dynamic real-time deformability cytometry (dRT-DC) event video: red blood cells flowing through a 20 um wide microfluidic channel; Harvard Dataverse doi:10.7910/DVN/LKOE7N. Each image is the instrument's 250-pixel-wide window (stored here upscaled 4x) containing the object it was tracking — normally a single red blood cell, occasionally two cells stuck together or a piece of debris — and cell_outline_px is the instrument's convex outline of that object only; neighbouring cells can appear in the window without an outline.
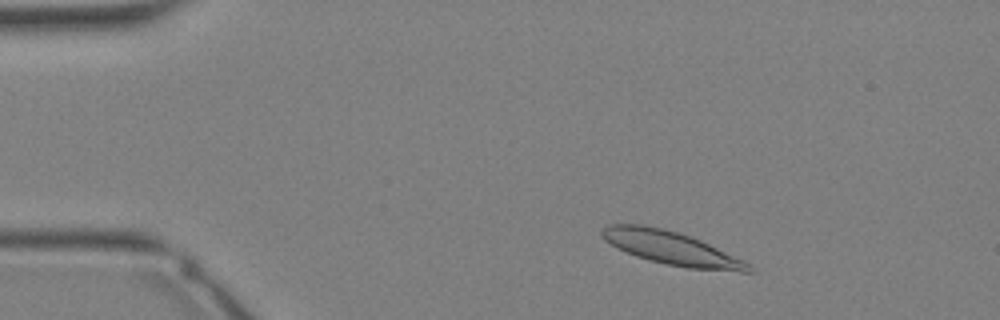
{"species": "Egyptian fruit bat (a non-hibernating species)", "species_latin": "Rousettus aegyptiacus", "temperature_condition": "warm", "stored_images_in_passage": 33, "camera_frame_rate_fps": 3000, "um_per_image_px": 0.085, "animal": {"sex": "female"}, "frame": {"image": 1, "passage_image": 4, "time_ms": 1.0, "image_size_px": [1000, 320], "cell_outline_px": [[756, 272], [740, 272], [688, 268], [648, 260], [636, 256], [616, 248], [604, 240], [600, 236], [600, 232], [608, 224], [644, 224], [664, 228], [692, 236], [744, 260], [752, 264]], "centroid_in_image_um": [57.09, 21.09], "position_along_channel_um": 27.9, "area_um2": 28.9}}
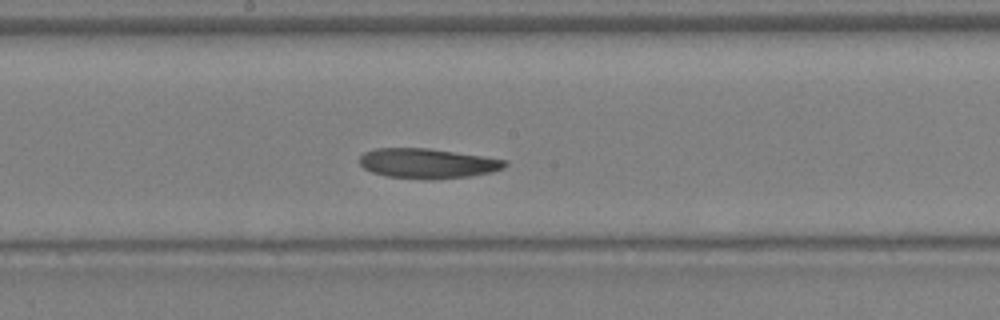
{"frame": {"image": 2, "passage_image": 17, "time_ms": 5.333, "image_size_px": [1000, 320], "cell_outline_px": [[508, 164], [504, 168], [492, 172], [472, 176], [428, 180], [388, 176], [372, 172], [364, 168], [360, 164], [360, 156], [364, 152], [376, 148], [428, 148], [484, 156], [508, 160]], "centroid_in_image_um": [36.38, 13.89], "position_along_channel_um": 211.8, "area_um2": 25.49}}
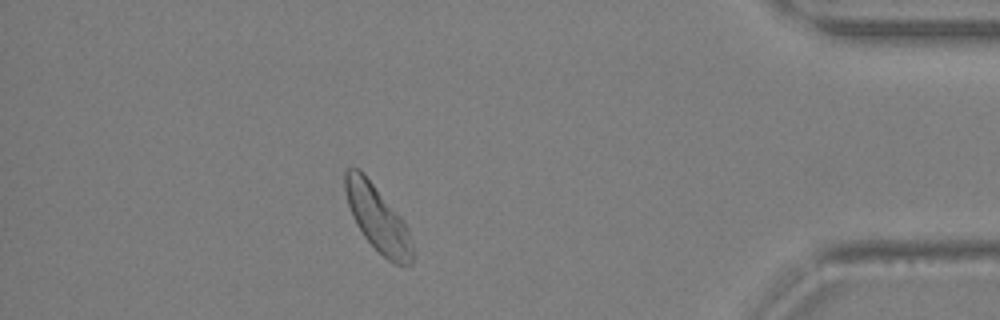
{"frame": {"image": 3, "passage_image": 29, "time_ms": 9.333, "image_size_px": [1000, 320], "cell_outline_px": [[416, 252], [412, 264], [396, 264], [388, 260], [364, 236], [356, 224], [352, 216], [348, 204], [344, 188], [344, 172], [348, 168], [356, 168], [372, 184], [404, 220], [408, 228]], "centroid_in_image_um": [32.14, 18.63], "position_along_channel_um": 403.1, "area_um2": 25.49}}